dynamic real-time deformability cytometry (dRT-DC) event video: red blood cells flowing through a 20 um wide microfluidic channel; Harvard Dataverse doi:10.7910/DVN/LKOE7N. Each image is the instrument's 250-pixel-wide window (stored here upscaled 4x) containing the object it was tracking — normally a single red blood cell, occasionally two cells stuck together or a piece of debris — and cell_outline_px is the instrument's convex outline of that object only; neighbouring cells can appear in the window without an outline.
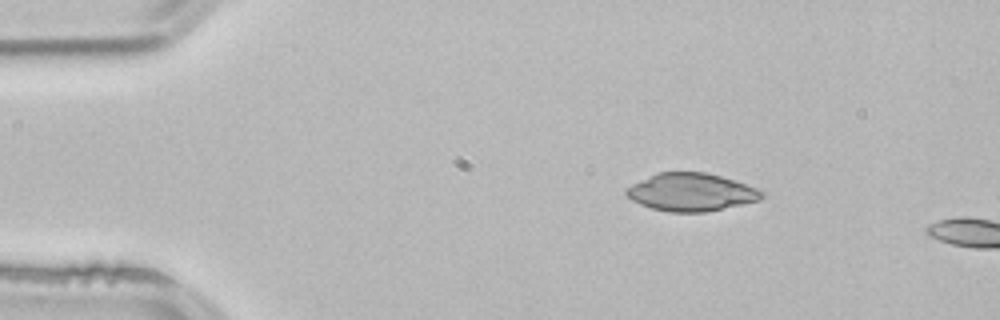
{"species": "common noctule bat (a hibernating species)", "species_latin": "Nyctalus noctula", "temperature_condition": "room temperature", "stored_images_in_passage": 2, "camera_frame_rate_fps": 3000, "um_per_image_px": 0.085, "animal": {"sex": "male", "body_mass_g": 21.5, "forearm_length_mm": 52.0}, "frame": {"image": 1, "passage_image": 1, "time_ms": 0.0, "image_size_px": [1000, 320], "cell_outline_px": [[764, 196], [760, 200], [708, 212], [668, 212], [652, 208], [640, 204], [632, 200], [624, 192], [624, 188], [656, 172], [704, 172], [736, 180], [756, 188], [764, 192]], "centroid_in_image_um": [58.74, 16.33], "position_along_channel_um": 26.3, "area_um2": 30.0}}